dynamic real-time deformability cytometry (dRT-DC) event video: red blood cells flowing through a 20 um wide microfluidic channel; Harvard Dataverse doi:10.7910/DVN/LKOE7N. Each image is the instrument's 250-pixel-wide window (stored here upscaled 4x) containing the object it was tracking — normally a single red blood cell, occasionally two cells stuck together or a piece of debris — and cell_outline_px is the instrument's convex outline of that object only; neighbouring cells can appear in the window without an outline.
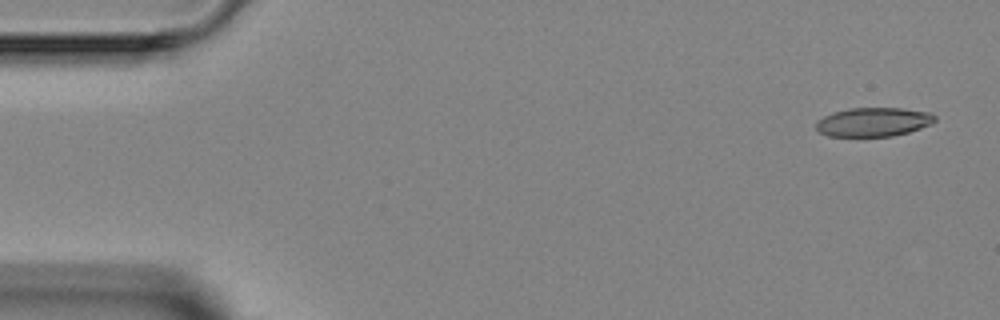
{"species": "Egyptian fruit bat (a non-hibernating species)", "species_latin": "Rousettus aegyptiacus", "temperature_condition": "room temperature", "stored_images_in_passage": 4, "camera_frame_rate_fps": 3000, "um_per_image_px": 0.085, "animal": {"sex": "female"}, "frame": {"image": 1, "passage_image": 1, "time_ms": 0.0, "image_size_px": [1000, 320], "cell_outline_px": [[936, 120], [932, 124], [908, 132], [892, 136], [828, 136], [820, 132], [816, 128], [816, 120], [832, 112], [848, 108], [900, 108], [932, 112], [936, 116]], "centroid_in_image_um": [74.25, 10.36], "position_along_channel_um": 10.8, "area_um2": 20.17}}
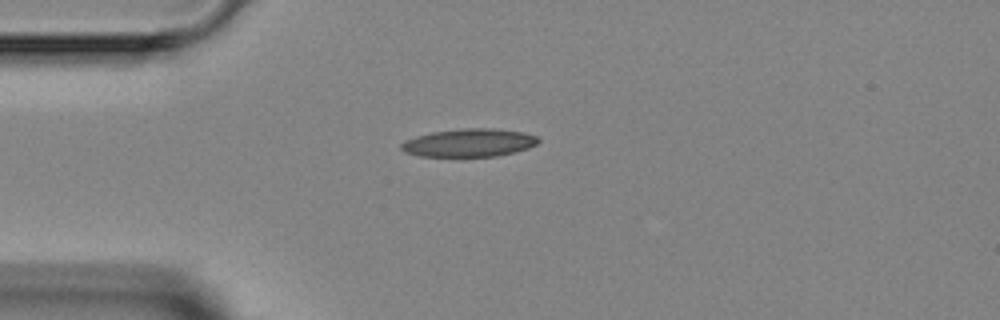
{"frame": {"image": 2, "passage_image": 3, "time_ms": 3.333, "image_size_px": [1000, 320], "cell_outline_px": [[540, 140], [536, 144], [528, 148], [516, 152], [496, 156], [420, 156], [404, 152], [400, 148], [400, 144], [404, 140], [416, 136], [432, 132], [464, 128], [492, 128], [524, 132], [536, 136]], "centroid_in_image_um": [39.86, 12.13], "position_along_channel_um": 45.1, "area_um2": 22.43}}